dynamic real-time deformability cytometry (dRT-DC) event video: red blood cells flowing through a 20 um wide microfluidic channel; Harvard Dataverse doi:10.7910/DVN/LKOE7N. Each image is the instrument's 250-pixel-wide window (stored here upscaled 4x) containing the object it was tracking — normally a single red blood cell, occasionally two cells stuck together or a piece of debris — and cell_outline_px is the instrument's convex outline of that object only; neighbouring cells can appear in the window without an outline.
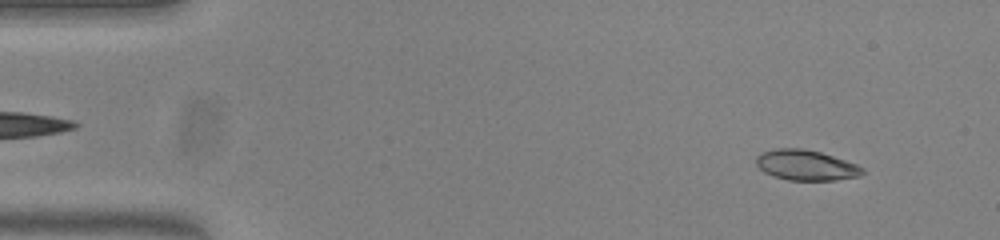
{"species": "common noctule bat (a hibernating species)", "species_latin": "Nyctalus noctula", "temperature_condition": "warm", "stored_images_in_passage": 52, "camera_frame_rate_fps": 3000, "um_per_image_px": 0.085, "animal": {"sex": "female", "body_mass_g": 23.0, "forearm_length_mm": 53.4}, "frame": {"image": 1, "passage_image": 4, "time_ms": 1.0, "image_size_px": [1000, 240], "cell_outline_px": [[864, 172], [860, 176], [836, 180], [788, 180], [772, 176], [764, 172], [756, 164], [756, 156], [760, 152], [776, 148], [804, 148], [820, 152], [856, 164], [864, 168]], "centroid_in_image_um": [68.48, 14.04], "position_along_channel_um": 16.5, "area_um2": 18.9}}
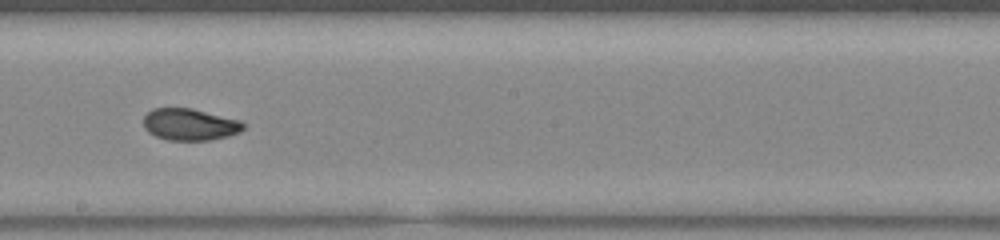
{"frame": {"image": 2, "passage_image": 29, "time_ms": 9.333, "image_size_px": [1000, 240], "cell_outline_px": [[244, 128], [240, 132], [228, 136], [208, 140], [168, 140], [156, 136], [148, 132], [144, 128], [144, 116], [152, 108], [192, 108], [240, 120], [244, 124]], "centroid_in_image_um": [16.13, 10.57], "position_along_channel_um": 232.1, "area_um2": 18.5}}
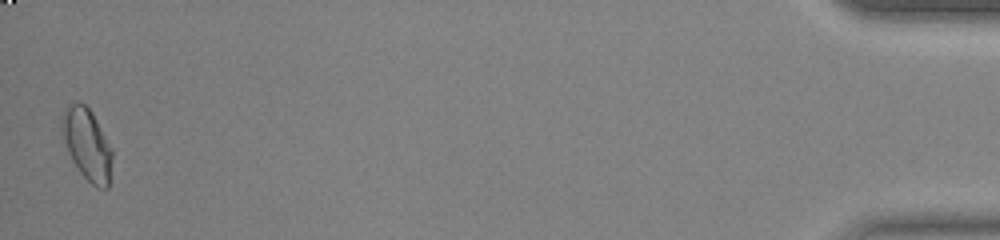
{"frame": {"image": 3, "passage_image": 52, "time_ms": 17.0, "image_size_px": [1000, 240], "cell_outline_px": [[112, 160], [108, 188], [96, 188], [80, 172], [72, 160], [64, 140], [60, 124], [60, 120], [64, 108], [72, 104], [84, 104], [92, 112], [112, 148]], "centroid_in_image_um": [7.4, 12.28], "position_along_channel_um": 427.8, "area_um2": 20.75}, "authors_computed_cell_mechanics": {"area_um2": 19.1318, "velocity_mm_per_s": 3.8049, "shape_relaxation_time_tau1_ms": 5.4741, "shape_relaxation_time_tau2_ms": 1.2868, "deformation_change_tau1": 0.1452, "deformation_change_tau2": 0.0513}}